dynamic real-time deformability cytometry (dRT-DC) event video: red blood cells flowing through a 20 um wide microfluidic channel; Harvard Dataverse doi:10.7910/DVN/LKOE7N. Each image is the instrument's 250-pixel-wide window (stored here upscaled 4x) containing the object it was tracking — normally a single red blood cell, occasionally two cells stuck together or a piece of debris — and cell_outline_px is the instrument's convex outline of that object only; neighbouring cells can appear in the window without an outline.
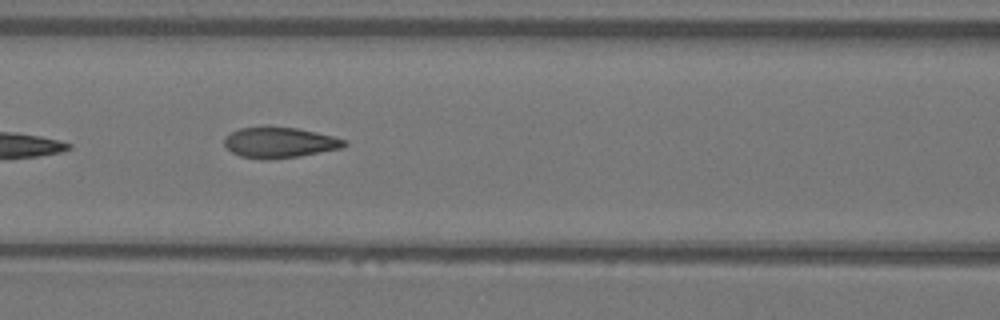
{"species": "Egyptian fruit bat (a non-hibernating species)", "species_latin": "Rousettus aegyptiacus", "temperature_condition": "warm", "stored_images_in_passage": 7, "segment_of_instrument_passage": [1, 2], "camera_frame_rate_fps": 3000, "um_per_image_px": 0.085, "animal": {"sex": "female"}, "frame": {"image": 1, "passage_image": 5, "time_ms": 1.333, "image_size_px": [1000, 320], "cell_outline_px": [[348, 144], [344, 148], [300, 156], [272, 160], [264, 160], [240, 156], [232, 152], [224, 144], [224, 136], [240, 128], [296, 128], [316, 132], [348, 140]], "centroid_in_image_um": [23.81, 12.15], "position_along_channel_um": 142.8, "area_um2": 21.33}}
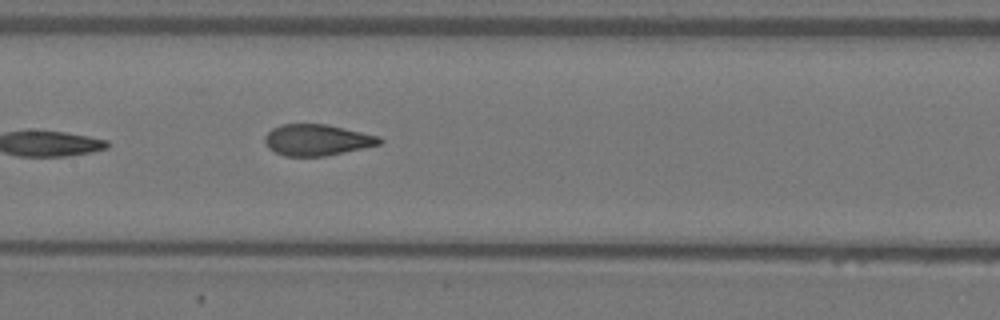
{"frame": {"image": 2, "passage_image": 6, "time_ms": 1.667, "image_size_px": [1000, 320], "cell_outline_px": [[384, 140], [380, 144], [324, 156], [284, 156], [268, 148], [264, 140], [264, 136], [272, 128], [280, 124], [328, 124], [380, 136]], "centroid_in_image_um": [26.93, 11.88], "position_along_channel_um": 180.5, "area_um2": 20.87}}